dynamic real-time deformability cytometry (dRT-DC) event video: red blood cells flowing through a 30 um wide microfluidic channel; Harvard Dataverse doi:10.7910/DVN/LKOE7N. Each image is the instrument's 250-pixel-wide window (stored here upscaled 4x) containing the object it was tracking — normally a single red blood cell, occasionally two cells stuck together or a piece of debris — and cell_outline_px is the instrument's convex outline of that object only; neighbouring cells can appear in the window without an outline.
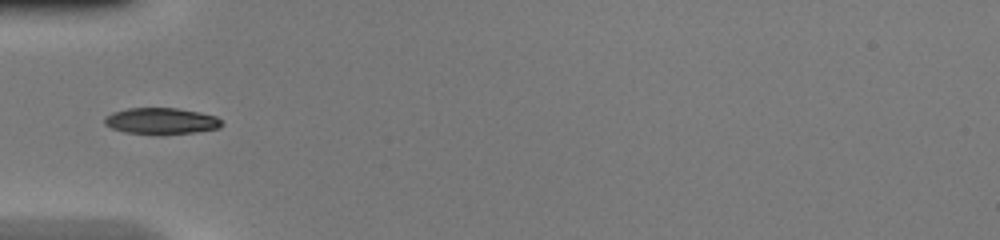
{"species": "common noctule bat (a hibernating species)", "species_latin": "Nyctalus noctula", "temperature_condition": "warm", "stored_images_in_passage": 3, "camera_frame_rate_fps": 3000, "um_per_image_px": 0.085, "animal": {"sex": "female", "body_mass_g": 20.0, "forearm_length_mm": 54.0}, "frame": {"image": 1, "passage_image": 1, "time_ms": 0.0, "image_size_px": [1000, 240], "cell_outline_px": [[224, 124], [220, 128], [196, 132], [160, 136], [156, 136], [124, 132], [112, 128], [104, 124], [104, 116], [112, 112], [128, 108], [176, 108], [200, 112], [216, 116]], "centroid_in_image_um": [13.69, 10.31], "position_along_channel_um": 71.3, "area_um2": 18.55}}